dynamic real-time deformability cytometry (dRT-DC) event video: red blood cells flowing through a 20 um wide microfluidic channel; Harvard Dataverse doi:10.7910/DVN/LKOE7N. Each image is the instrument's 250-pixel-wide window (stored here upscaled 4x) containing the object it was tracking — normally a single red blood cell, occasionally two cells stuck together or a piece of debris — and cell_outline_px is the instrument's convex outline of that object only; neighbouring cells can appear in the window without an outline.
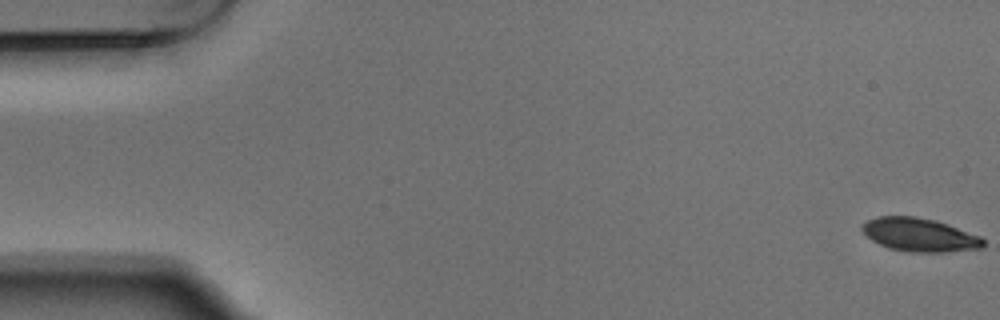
{"species": "Egyptian fruit bat (a non-hibernating species)", "species_latin": "Rousettus aegyptiacus", "temperature_condition": "warm", "stored_images_in_passage": 5, "camera_frame_rate_fps": 3000, "um_per_image_px": 0.085, "animal": {"sex": "male"}, "frame": {"image": 1, "passage_image": 1, "time_ms": 0.0, "image_size_px": [1000, 320], "cell_outline_px": [[984, 248], [944, 252], [908, 252], [892, 248], [880, 244], [872, 240], [860, 228], [860, 224], [876, 216], [916, 216], [936, 220], [948, 224], [980, 236], [984, 240]], "centroid_in_image_um": [78.17, 19.95], "position_along_channel_um": 6.8, "area_um2": 23.64}}
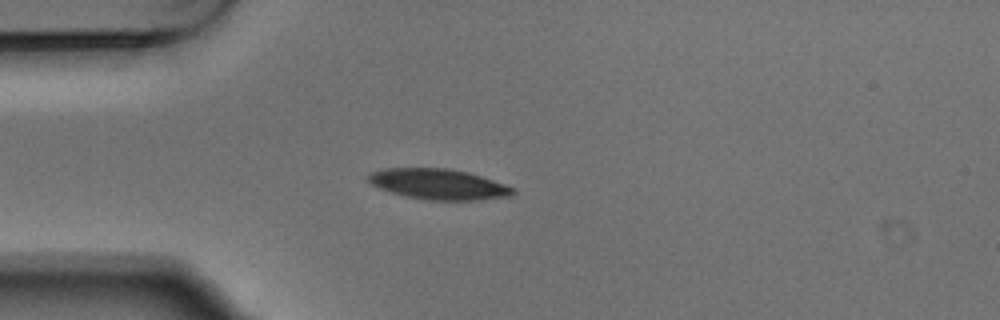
{"frame": {"image": 2, "passage_image": 5, "time_ms": 1.333, "image_size_px": [1000, 320], "cell_outline_px": [[516, 192], [512, 196], [480, 200], [428, 200], [408, 196], [392, 192], [380, 188], [372, 184], [368, 180], [368, 176], [372, 172], [384, 168], [448, 168], [468, 172], [516, 188]], "centroid_in_image_um": [37.32, 15.65], "position_along_channel_um": 47.7, "area_um2": 25.61}}